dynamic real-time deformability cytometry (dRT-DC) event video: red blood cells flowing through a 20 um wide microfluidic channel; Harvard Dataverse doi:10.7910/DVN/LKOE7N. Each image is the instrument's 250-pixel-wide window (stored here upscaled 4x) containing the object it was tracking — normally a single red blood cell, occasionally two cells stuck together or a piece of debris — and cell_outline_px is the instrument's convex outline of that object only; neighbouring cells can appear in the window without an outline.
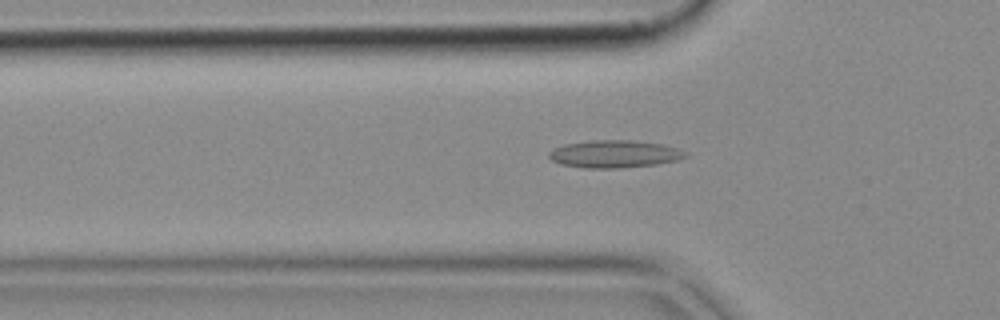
{"species": "common noctule bat (a hibernating species)", "species_latin": "Nyctalus noctula", "temperature_condition": "cold", "stored_images_in_passage": 51, "camera_frame_rate_fps": 3000, "um_per_image_px": 0.085, "animal": {"sex": "female", "body_mass_g": 18.4}, "frame": {"image": 1, "passage_image": 16, "time_ms": 5.0, "image_size_px": [1000, 320], "cell_outline_px": [[688, 156], [680, 160], [656, 164], [620, 168], [584, 168], [560, 164], [552, 160], [548, 156], [548, 152], [552, 148], [564, 144], [592, 140], [632, 140], [664, 144], [688, 152]], "centroid_in_image_um": [52.24, 13.09], "position_along_channel_um": 73.6, "area_um2": 22.14}}
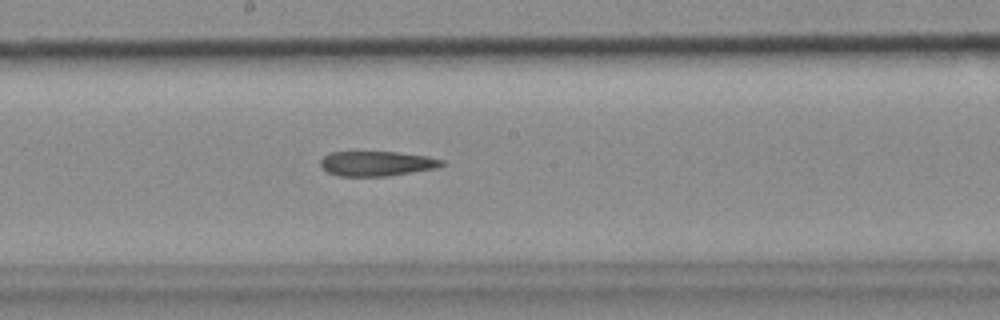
{"frame": {"image": 2, "passage_image": 27, "time_ms": 8.667, "image_size_px": [1000, 320], "cell_outline_px": [[448, 164], [440, 168], [384, 176], [336, 176], [328, 172], [320, 164], [320, 160], [328, 152], [396, 152], [428, 156], [444, 160]], "centroid_in_image_um": [32.08, 13.9], "position_along_channel_um": 216.1, "area_um2": 17.74}}
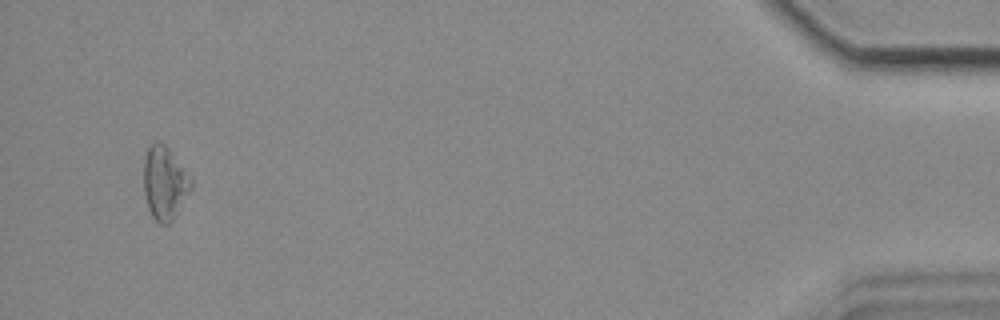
{"frame": {"image": 3, "passage_image": 49, "time_ms": 16.0, "image_size_px": [1000, 320], "cell_outline_px": [[192, 192], [172, 220], [168, 224], [160, 224], [152, 216], [148, 208], [144, 192], [144, 156], [148, 148], [152, 144], [164, 144], [168, 148], [192, 180]], "centroid_in_image_um": [14.0, 15.6], "position_along_channel_um": 421.2, "area_um2": 20.0}}